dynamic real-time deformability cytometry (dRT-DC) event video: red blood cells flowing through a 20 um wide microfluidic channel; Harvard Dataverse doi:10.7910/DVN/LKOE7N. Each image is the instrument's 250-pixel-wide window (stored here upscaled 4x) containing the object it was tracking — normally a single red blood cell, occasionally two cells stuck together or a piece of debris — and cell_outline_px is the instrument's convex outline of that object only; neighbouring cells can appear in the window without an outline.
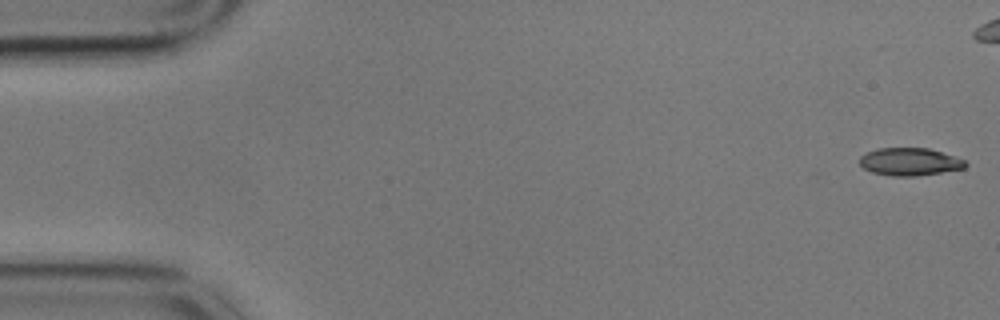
{"species": "common noctule bat (a hibernating species)", "species_latin": "Nyctalus noctula", "temperature_condition": "cold", "stored_images_in_passage": 46, "camera_frame_rate_fps": 3000, "um_per_image_px": 0.085, "animal": {"sex": "male", "body_mass_g": 17.9}, "frame": {"image": 1, "passage_image": 1, "time_ms": 0.0, "image_size_px": [1000, 320], "cell_outline_px": [[968, 164], [964, 168], [916, 176], [892, 176], [872, 172], [864, 168], [860, 164], [860, 156], [876, 148], [928, 148], [964, 160]], "centroid_in_image_um": [77.29, 13.75], "position_along_channel_um": 7.7, "area_um2": 16.82}}
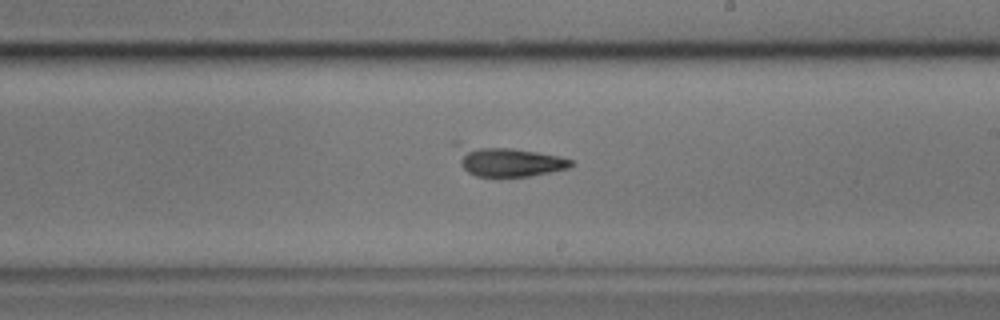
{"frame": {"image": 2, "passage_image": 32, "time_ms": 10.333, "image_size_px": [1000, 320], "cell_outline_px": [[572, 164], [568, 168], [552, 172], [528, 176], [476, 176], [468, 172], [460, 164], [452, 144], [452, 140], [460, 140], [512, 148], [560, 156], [572, 160]], "centroid_in_image_um": [42.98, 13.63], "position_along_channel_um": 246.0, "area_um2": 20.81}}
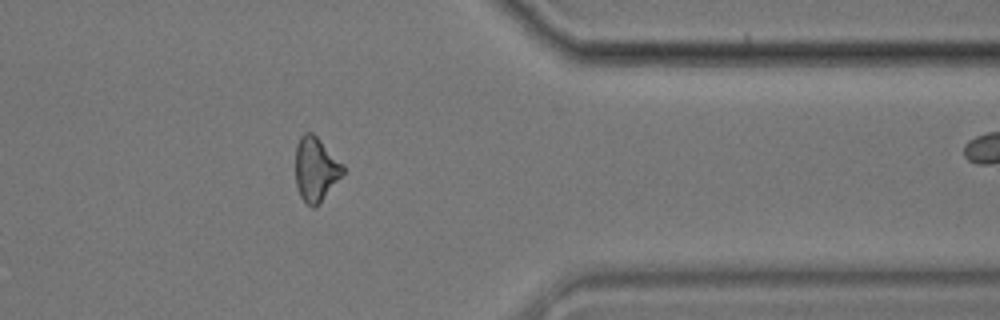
{"frame": {"image": 3, "passage_image": 45, "time_ms": 14.667, "image_size_px": [1000, 320], "cell_outline_px": [[344, 172], [316, 208], [312, 208], [300, 196], [296, 184], [296, 144], [300, 136], [304, 132], [312, 132], [344, 164]], "centroid_in_image_um": [26.83, 14.37], "position_along_channel_um": 384.6, "area_um2": 17.69}}